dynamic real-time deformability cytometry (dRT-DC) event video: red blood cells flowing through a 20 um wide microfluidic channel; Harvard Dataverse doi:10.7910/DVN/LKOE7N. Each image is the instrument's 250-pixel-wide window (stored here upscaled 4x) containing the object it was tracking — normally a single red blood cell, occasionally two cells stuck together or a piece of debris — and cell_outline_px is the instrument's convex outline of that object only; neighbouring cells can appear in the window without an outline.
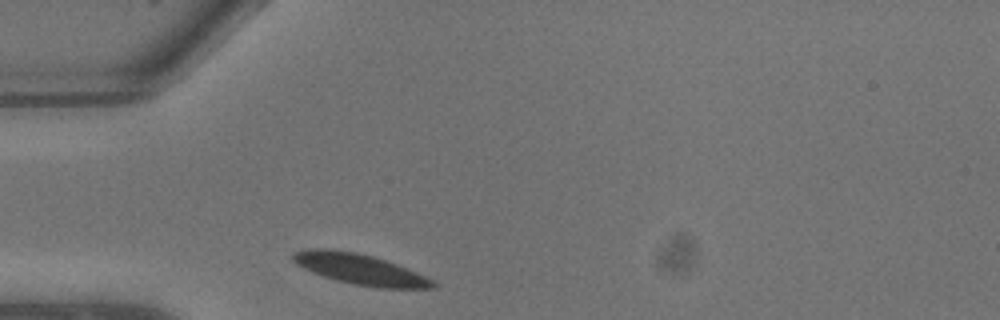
{"species": "common noctule bat (a hibernating species)", "species_latin": "Nyctalus noctula", "temperature_condition": "warm", "stored_images_in_passage": 4, "camera_frame_rate_fps": 3000, "um_per_image_px": 0.085, "animal": {"sex": "male", "body_mass_g": 13.3}, "frame": {"image": 1, "passage_image": 1, "time_ms": 0.0, "image_size_px": [1000, 320], "cell_outline_px": [[436, 288], [376, 288], [352, 284], [336, 280], [312, 272], [296, 264], [292, 260], [292, 252], [308, 248], [324, 248], [356, 252], [372, 256], [396, 264], [416, 272], [432, 280], [436, 284]], "centroid_in_image_um": [30.55, 22.88], "position_along_channel_um": 54.5, "area_um2": 24.85}}
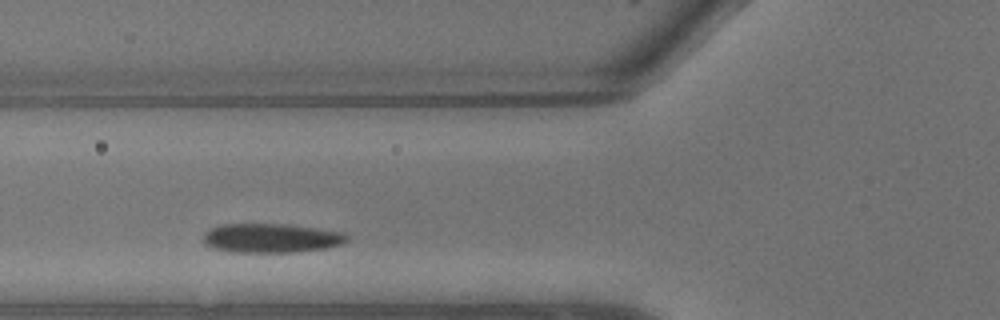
{"frame": {"image": 2, "passage_image": 3, "time_ms": 0.667, "image_size_px": [1000, 320], "cell_outline_px": [[348, 240], [340, 244], [324, 248], [300, 252], [236, 252], [212, 248], [204, 244], [204, 232], [220, 224], [288, 224], [344, 232], [348, 236]], "centroid_in_image_um": [23.05, 20.23], "position_along_channel_um": 102.8, "area_um2": 24.45}}